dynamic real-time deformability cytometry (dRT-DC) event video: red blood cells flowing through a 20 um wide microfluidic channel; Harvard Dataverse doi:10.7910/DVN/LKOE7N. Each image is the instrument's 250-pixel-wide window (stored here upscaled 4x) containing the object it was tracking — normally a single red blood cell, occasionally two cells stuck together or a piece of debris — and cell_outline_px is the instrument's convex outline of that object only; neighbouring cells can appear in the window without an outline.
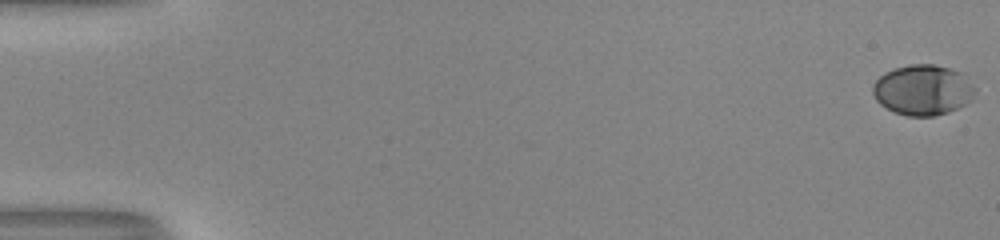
{"species": "human", "species_latin": "Homo sapiens", "temperature_condition": "room temperature", "stored_images_in_passage": 54, "camera_frame_rate_fps": 3000, "um_per_image_px": 0.085, "donor": {"sex": "male"}, "frame": {"image": 1, "passage_image": 1, "time_ms": 0.0, "image_size_px": [1000, 240], "cell_outline_px": [[976, 92], [972, 100], [948, 112], [932, 116], [908, 116], [896, 112], [880, 104], [876, 100], [872, 92], [872, 84], [884, 72], [908, 64], [932, 64], [948, 68], [960, 72], [976, 88]], "centroid_in_image_um": [78.43, 7.64], "position_along_channel_um": 6.6, "area_um2": 29.94}}
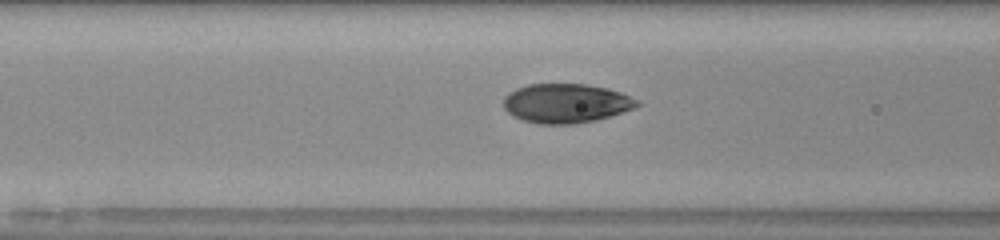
{"frame": {"image": 2, "passage_image": 24, "time_ms": 7.667, "image_size_px": [1000, 240], "cell_outline_px": [[640, 104], [632, 108], [596, 120], [576, 124], [540, 124], [524, 120], [512, 116], [504, 108], [504, 96], [508, 92], [516, 88], [528, 84], [588, 84], [608, 88], [620, 92], [640, 100]], "centroid_in_image_um": [48.09, 8.77], "position_along_channel_um": 118.5, "area_um2": 30.58}}
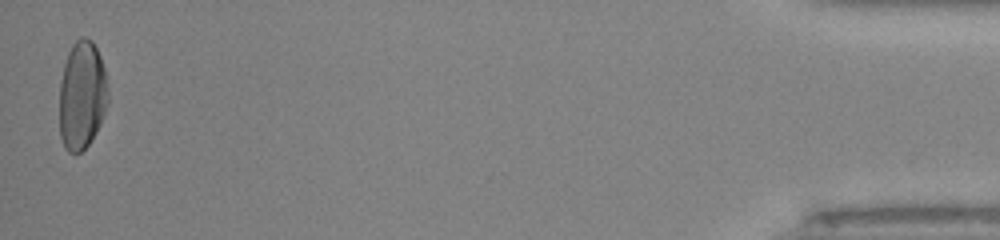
{"frame": {"image": 3, "passage_image": 54, "time_ms": 17.667, "image_size_px": [1000, 240], "cell_outline_px": [[108, 104], [100, 124], [96, 132], [88, 144], [80, 152], [68, 152], [64, 148], [60, 136], [60, 80], [64, 64], [68, 52], [72, 44], [76, 40], [84, 36], [92, 40], [100, 56], [104, 68], [108, 88]], "centroid_in_image_um": [6.97, 8.09], "position_along_channel_um": 428.2, "area_um2": 30.87}, "authors_computed_cell_mechanics": {"area_um2": 30.4895, "velocity_mm_per_s": 4.0222, "shape_relaxation_time_tau1_ms": 3.9854, "shape_relaxation_time_tau2_ms": 0.6967, "deformation_change_tau1": 0.1868, "deformation_change_tau2": 0.046}}